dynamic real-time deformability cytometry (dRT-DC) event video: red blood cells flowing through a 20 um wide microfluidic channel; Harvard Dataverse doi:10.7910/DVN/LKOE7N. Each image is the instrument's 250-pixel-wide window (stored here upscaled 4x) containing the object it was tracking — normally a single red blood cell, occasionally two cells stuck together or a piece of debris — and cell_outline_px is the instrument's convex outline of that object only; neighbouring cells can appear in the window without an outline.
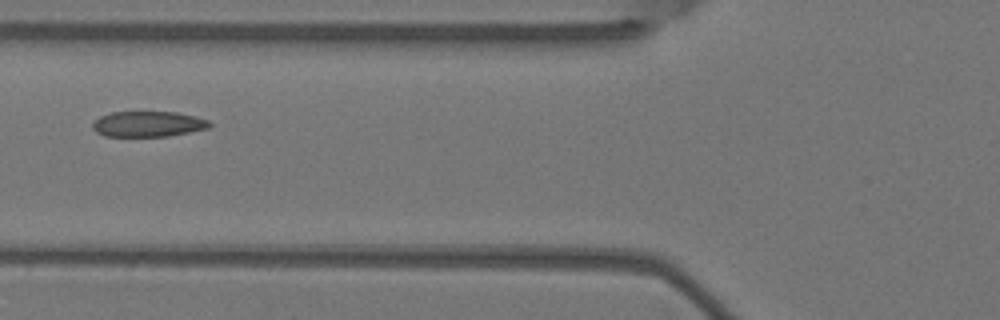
{"species": "Egyptian fruit bat (a non-hibernating species)", "species_latin": "Rousettus aegyptiacus", "temperature_condition": "warm", "stored_images_in_passage": 7, "camera_frame_rate_fps": 3000, "um_per_image_px": 0.085, "animal": {"sex": "female"}, "frame": {"image": 1, "passage_image": 5, "time_ms": 1.333, "image_size_px": [1000, 320], "cell_outline_px": [[212, 124], [208, 128], [168, 136], [104, 136], [96, 132], [92, 128], [92, 124], [100, 116], [112, 112], [176, 112], [196, 116], [208, 120]], "centroid_in_image_um": [12.58, 10.54], "position_along_channel_um": 113.2, "area_um2": 17.34}}
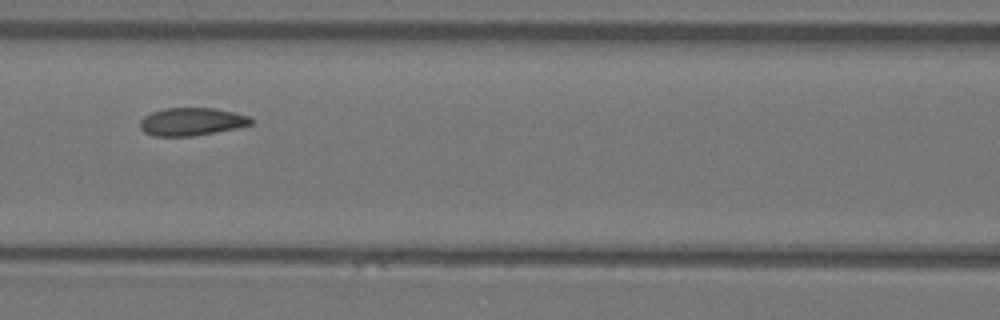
{"frame": {"image": 2, "passage_image": 6, "time_ms": 1.667, "image_size_px": [1000, 320], "cell_outline_px": [[252, 124], [236, 128], [216, 132], [192, 136], [152, 136], [144, 132], [140, 128], [140, 120], [144, 116], [152, 112], [164, 108], [212, 108], [232, 112], [248, 116], [252, 120]], "centroid_in_image_um": [16.24, 10.35], "position_along_channel_um": 150.4, "area_um2": 17.92}}
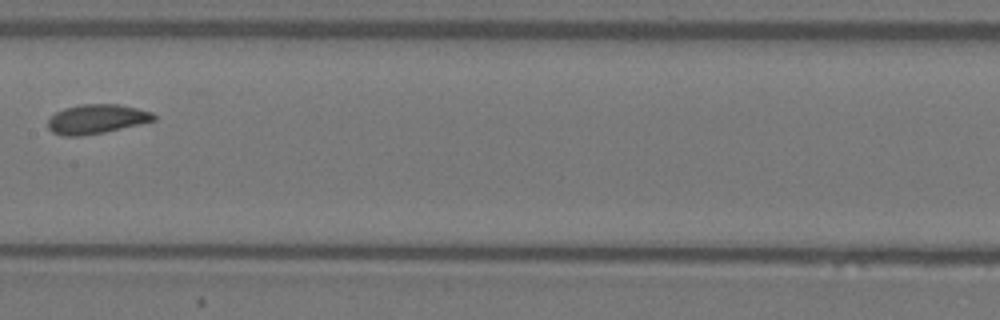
{"frame": {"image": 3, "passage_image": 7, "time_ms": 2.0, "image_size_px": [1000, 320], "cell_outline_px": [[156, 120], [140, 124], [104, 132], [80, 136], [64, 136], [52, 132], [48, 128], [48, 120], [56, 112], [64, 108], [80, 104], [120, 104], [152, 112], [156, 116]], "centroid_in_image_um": [8.21, 10.11], "position_along_channel_um": 199.2, "area_um2": 18.09}}